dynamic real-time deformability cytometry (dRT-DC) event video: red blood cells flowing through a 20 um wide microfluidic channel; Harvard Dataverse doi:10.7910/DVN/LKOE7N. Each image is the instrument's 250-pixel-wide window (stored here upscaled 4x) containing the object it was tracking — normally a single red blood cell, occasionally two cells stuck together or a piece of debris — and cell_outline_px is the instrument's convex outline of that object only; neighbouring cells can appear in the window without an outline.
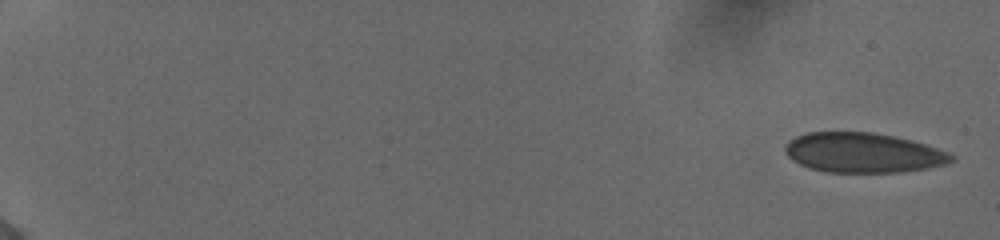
{"species": "human", "species_latin": "Homo sapiens", "temperature_condition": "cold", "stored_images_in_passage": 50, "camera_frame_rate_fps": 3000, "um_per_image_px": 0.085, "donor": {"sex": "female"}, "frame": {"image": 1, "passage_image": 1, "time_ms": 0.0, "image_size_px": [1000, 240], "cell_outline_px": [[956, 160], [944, 164], [928, 168], [900, 172], [824, 172], [808, 168], [792, 160], [784, 152], [784, 144], [788, 140], [796, 136], [808, 132], [872, 132], [912, 140], [948, 152], [956, 156]], "centroid_in_image_um": [73.33, 12.98], "position_along_channel_um": 11.7, "area_um2": 38.78}}
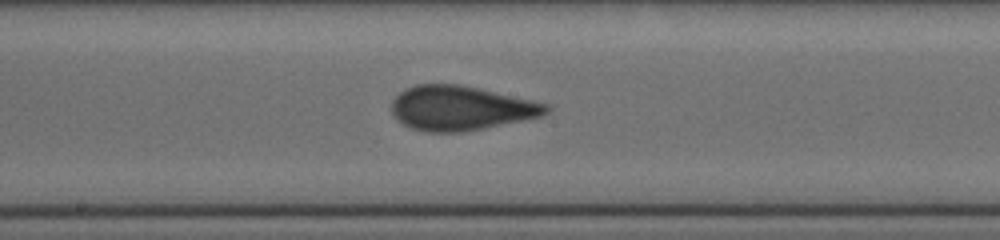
{"frame": {"image": 2, "passage_image": 28, "time_ms": 9.0, "image_size_px": [1000, 240], "cell_outline_px": [[552, 108], [548, 112], [540, 116], [524, 120], [460, 132], [428, 132], [412, 128], [404, 124], [392, 112], [392, 100], [400, 92], [416, 84], [460, 84], [532, 100], [548, 104]], "centroid_in_image_um": [39.18, 9.18], "position_along_channel_um": 209.0, "area_um2": 39.59}}
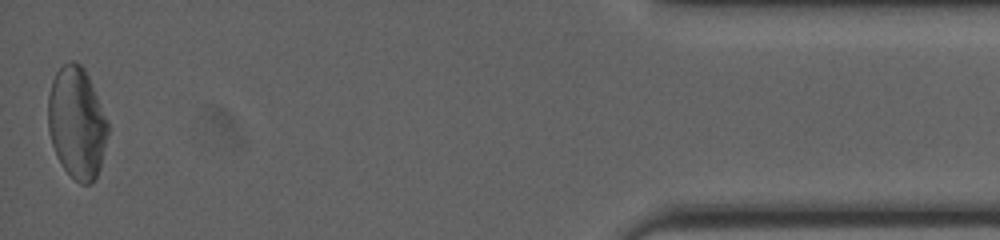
{"frame": {"image": 3, "passage_image": 50, "time_ms": 16.333, "image_size_px": [1000, 240], "cell_outline_px": [[108, 132], [100, 168], [92, 184], [80, 184], [64, 168], [56, 156], [52, 144], [48, 128], [48, 96], [52, 80], [56, 72], [68, 60], [72, 60], [80, 64], [84, 68], [88, 76], [108, 124]], "centroid_in_image_um": [6.51, 10.45], "position_along_channel_um": 428.7, "area_um2": 38.55}}